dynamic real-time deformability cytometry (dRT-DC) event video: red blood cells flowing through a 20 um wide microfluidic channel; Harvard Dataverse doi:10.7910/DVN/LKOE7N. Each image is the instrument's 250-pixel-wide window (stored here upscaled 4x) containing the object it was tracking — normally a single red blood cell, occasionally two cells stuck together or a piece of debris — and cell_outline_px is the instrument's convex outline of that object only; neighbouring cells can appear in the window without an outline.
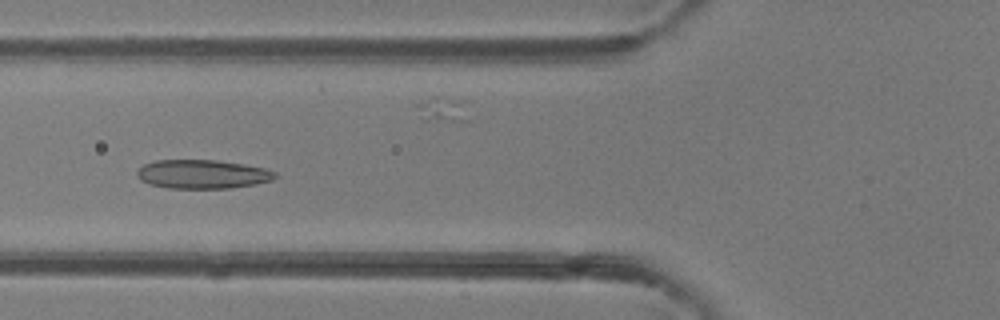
{"species": "common noctule bat (a hibernating species)", "species_latin": "Nyctalus noctula", "temperature_condition": "room temperature", "stored_images_in_passage": 47, "camera_frame_rate_fps": 3000, "um_per_image_px": 0.085, "animal": {"sex": "female"}, "frame": {"image": 1, "passage_image": 17, "time_ms": 5.333, "image_size_px": [1000, 320], "cell_outline_px": [[276, 176], [272, 180], [256, 184], [228, 188], [168, 188], [152, 184], [140, 180], [136, 176], [136, 172], [144, 164], [156, 160], [216, 160], [244, 164], [264, 168], [276, 172]], "centroid_in_image_um": [17.2, 14.8], "position_along_channel_um": 108.6, "area_um2": 23.12}}
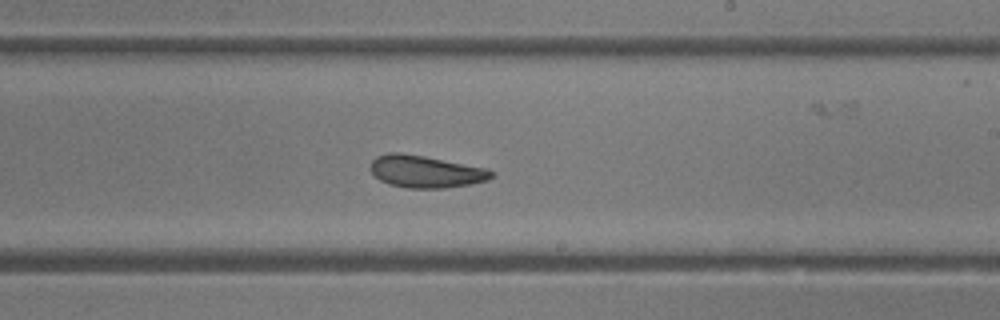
{"frame": {"image": 2, "passage_image": 27, "time_ms": 8.667, "image_size_px": [1000, 320], "cell_outline_px": [[496, 176], [488, 180], [468, 184], [444, 188], [408, 188], [388, 184], [380, 180], [368, 168], [372, 160], [376, 156], [388, 152], [400, 152], [424, 156], [488, 168], [496, 172]], "centroid_in_image_um": [36.19, 14.57], "position_along_channel_um": 252.8, "area_um2": 22.95}}
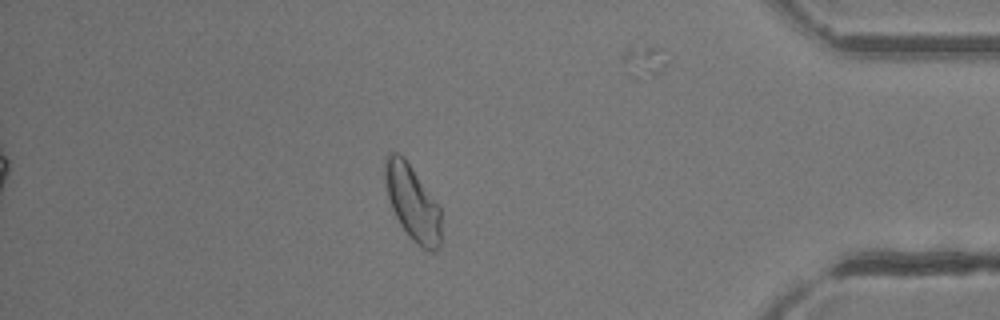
{"frame": {"image": 3, "passage_image": 40, "time_ms": 13.0, "image_size_px": [1000, 320], "cell_outline_px": [[440, 248], [432, 252], [428, 252], [416, 244], [412, 240], [400, 224], [388, 200], [384, 180], [384, 156], [388, 152], [396, 152], [404, 156], [440, 208]], "centroid_in_image_um": [35.02, 17.22], "position_along_channel_um": 400.2, "area_um2": 24.74}, "authors_computed_cell_mechanics": {"area_um2": 24.0448, "velocity_mm_per_s": 4.326, "shape_relaxation_time_tau1_ms": 3.4741, "shape_relaxation_time_tau2_ms": 2.0806, "deformation_change_tau1": 0.1073, "deformation_change_tau2": 0.0729}}